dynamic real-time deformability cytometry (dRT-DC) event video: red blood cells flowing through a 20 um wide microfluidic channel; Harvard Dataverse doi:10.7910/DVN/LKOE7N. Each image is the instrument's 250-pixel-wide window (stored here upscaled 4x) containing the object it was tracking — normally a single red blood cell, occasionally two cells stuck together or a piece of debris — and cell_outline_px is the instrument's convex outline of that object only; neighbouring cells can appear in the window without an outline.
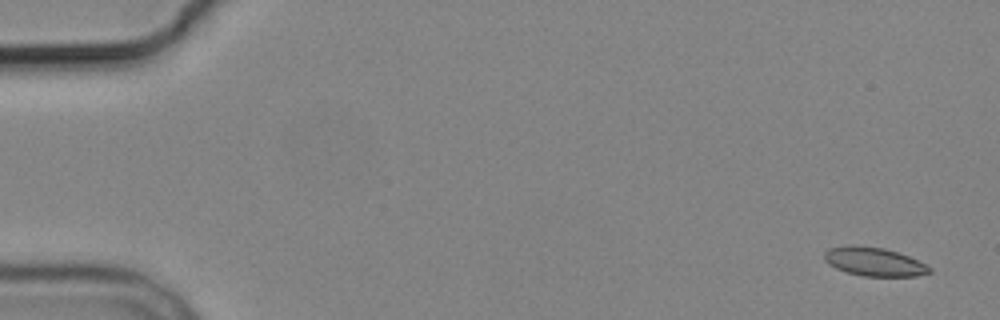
{"species": "common noctule bat (a hibernating species)", "species_latin": "Nyctalus noctula", "temperature_condition": "cold", "stored_images_in_passage": 5, "camera_frame_rate_fps": 3000, "um_per_image_px": 0.085, "animal": {"sex": "male", "body_mass_g": 19.2, "forearm_length_mm": 51.8}, "frame": {"image": 1, "passage_image": 1, "time_ms": 0.0, "image_size_px": [1000, 320], "cell_outline_px": [[932, 272], [916, 276], [864, 276], [848, 272], [836, 268], [828, 264], [824, 260], [824, 252], [828, 248], [848, 244], [884, 248], [908, 256], [932, 268]], "centroid_in_image_um": [74.26, 22.23], "position_along_channel_um": 10.7, "area_um2": 17.51}}